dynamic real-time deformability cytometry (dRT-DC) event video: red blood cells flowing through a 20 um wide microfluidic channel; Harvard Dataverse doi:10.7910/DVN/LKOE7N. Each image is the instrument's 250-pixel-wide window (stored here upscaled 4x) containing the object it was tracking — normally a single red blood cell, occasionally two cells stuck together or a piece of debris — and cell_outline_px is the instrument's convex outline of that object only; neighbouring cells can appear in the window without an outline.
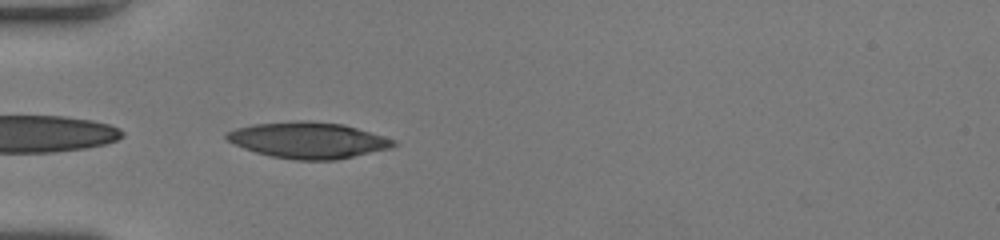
{"species": "human", "species_latin": "Homo sapiens", "temperature_condition": "room temperature", "stored_images_in_passage": 31, "camera_frame_rate_fps": 3000, "um_per_image_px": 0.085, "donor": {"sex": "female"}, "frame": {"image": 1, "passage_image": 1, "time_ms": 0.0, "image_size_px": [1000, 240], "cell_outline_px": [[396, 144], [388, 148], [336, 160], [292, 160], [272, 156], [256, 152], [244, 148], [228, 140], [224, 136], [224, 132], [236, 128], [252, 124], [300, 120], [312, 120], [344, 124], [384, 136], [396, 140]], "centroid_in_image_um": [26.17, 11.9], "position_along_channel_um": 58.8, "area_um2": 35.14}}
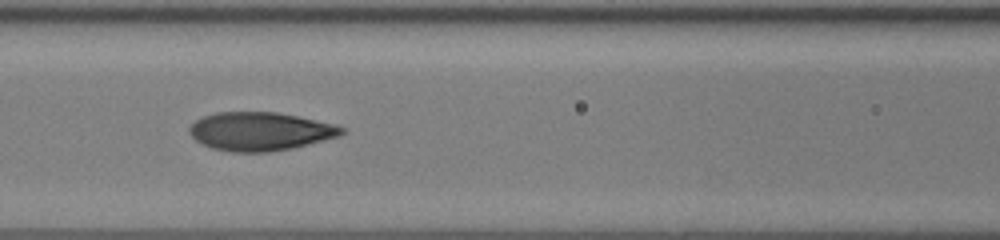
{"frame": {"image": 2, "passage_image": 8, "time_ms": 2.333, "image_size_px": [1000, 240], "cell_outline_px": [[348, 132], [340, 136], [292, 148], [268, 152], [232, 152], [212, 148], [196, 140], [188, 132], [188, 128], [196, 120], [204, 116], [216, 112], [276, 112], [336, 124], [348, 128]], "centroid_in_image_um": [22.16, 11.16], "position_along_channel_um": 144.4, "area_um2": 34.22}}
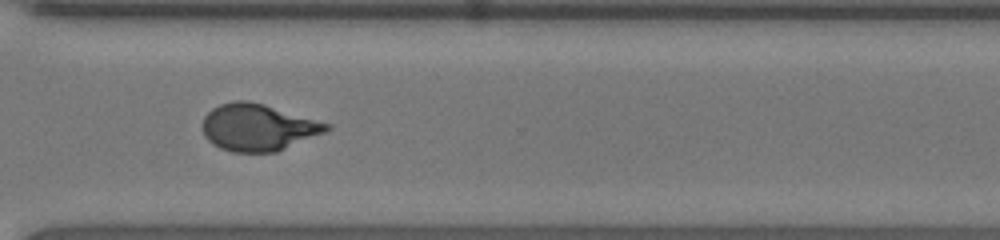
{"frame": {"image": 3, "passage_image": 23, "time_ms": 7.333, "image_size_px": [1000, 240], "cell_outline_px": [[332, 128], [328, 132], [276, 152], [232, 152], [220, 148], [212, 144], [204, 136], [204, 116], [212, 108], [220, 104], [236, 100], [248, 100], [264, 104], [332, 124]], "centroid_in_image_um": [21.98, 10.83], "position_along_channel_um": 348.6, "area_um2": 34.1}, "authors_computed_cell_mechanics": {"area_um2": 34.391, "velocity_mm_per_s": 4.0776, "shape_relaxation_time_tau1_ms": 6.1938, "shape_relaxation_time_tau2_ms": 1.0702, "deformation_change_tau1": 0.2308, "deformation_change_tau2": 0.0785}}